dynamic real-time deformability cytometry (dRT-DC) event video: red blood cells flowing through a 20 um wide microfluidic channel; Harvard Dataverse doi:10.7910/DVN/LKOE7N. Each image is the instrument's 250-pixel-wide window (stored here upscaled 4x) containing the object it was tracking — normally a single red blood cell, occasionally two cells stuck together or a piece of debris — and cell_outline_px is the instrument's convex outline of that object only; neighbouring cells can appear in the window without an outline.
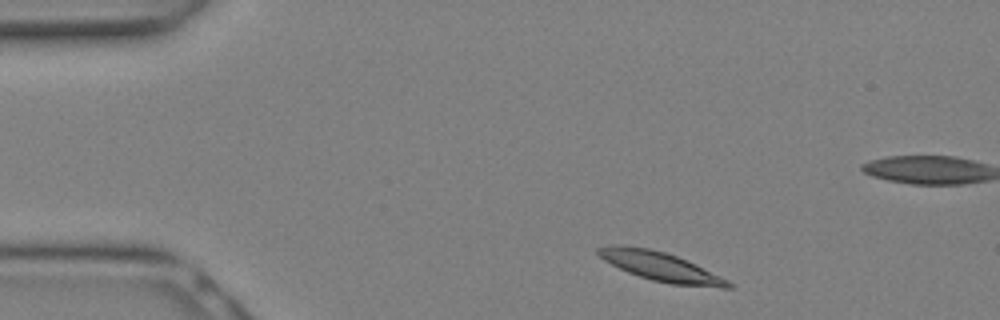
{"species": "Egyptian fruit bat (a non-hibernating species)", "species_latin": "Rousettus aegyptiacus", "temperature_condition": "warm", "stored_images_in_passage": 10, "camera_frame_rate_fps": 3000, "um_per_image_px": 0.085, "animal": {"sex": "female"}, "frame": {"image": 1, "passage_image": 1, "time_ms": 0.0, "image_size_px": [1000, 320], "cell_outline_px": [[736, 284], [732, 288], [720, 288], [672, 284], [652, 280], [628, 272], [604, 260], [596, 252], [596, 248], [612, 244], [620, 244], [648, 248], [664, 252], [688, 260]], "centroid_in_image_um": [56.18, 22.66], "position_along_channel_um": 28.8, "area_um2": 22.02}}
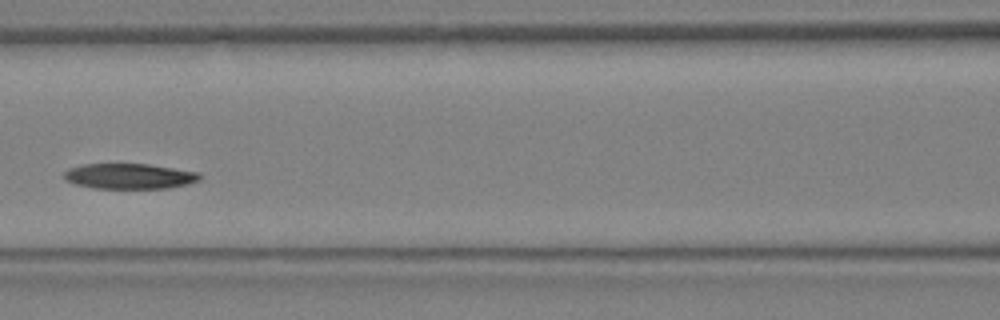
{"frame": {"image": 2, "passage_image": 9, "time_ms": 2.667, "image_size_px": [1000, 320], "cell_outline_px": [[200, 180], [188, 184], [168, 188], [92, 188], [76, 184], [64, 180], [64, 172], [68, 168], [80, 164], [148, 164], [200, 172]], "centroid_in_image_um": [10.98, 14.97], "position_along_channel_um": 155.6, "area_um2": 20.17}}